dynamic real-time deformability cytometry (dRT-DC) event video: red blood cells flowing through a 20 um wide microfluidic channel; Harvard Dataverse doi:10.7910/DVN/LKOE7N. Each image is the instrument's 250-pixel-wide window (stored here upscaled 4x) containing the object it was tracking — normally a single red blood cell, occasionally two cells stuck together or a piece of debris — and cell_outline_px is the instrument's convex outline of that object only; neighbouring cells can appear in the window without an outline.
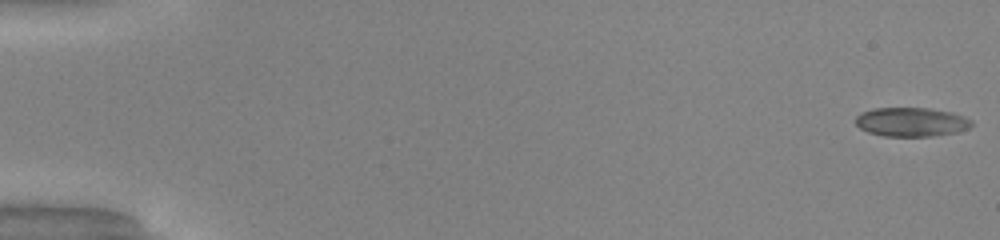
{"species": "common noctule bat (a hibernating species)", "species_latin": "Nyctalus noctula", "temperature_condition": "warm", "stored_images_in_passage": 51, "camera_frame_rate_fps": 3000, "um_per_image_px": 0.085, "animal": {"sex": "male", "body_mass_g": 20.0, "forearm_length_mm": 53.3}, "frame": {"image": 1, "passage_image": 1, "time_ms": 0.0, "image_size_px": [1000, 240], "cell_outline_px": [[972, 124], [968, 128], [956, 132], [932, 136], [884, 136], [868, 132], [860, 128], [856, 124], [856, 116], [860, 112], [872, 108], [928, 108], [952, 112], [964, 116], [972, 120]], "centroid_in_image_um": [77.44, 10.36], "position_along_channel_um": 7.6, "area_um2": 19.65}}
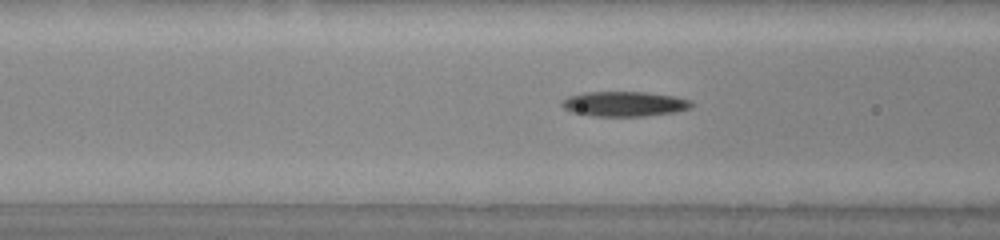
{"frame": {"image": 2, "passage_image": 21, "time_ms": 6.667, "image_size_px": [1000, 240], "cell_outline_px": [[696, 104], [692, 108], [676, 112], [644, 116], [592, 116], [572, 112], [564, 108], [560, 104], [560, 100], [568, 96], [584, 92], [644, 92], [676, 96], [692, 100]], "centroid_in_image_um": [53.1, 8.83], "position_along_channel_um": 113.5, "area_um2": 19.19}}
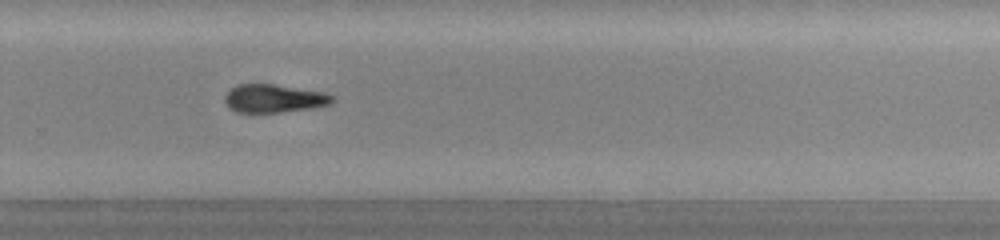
{"frame": {"image": 3, "passage_image": 35, "time_ms": 11.333, "image_size_px": [1000, 240], "cell_outline_px": [[336, 100], [332, 104], [308, 108], [280, 112], [236, 112], [228, 108], [224, 100], [224, 96], [236, 84], [272, 84], [324, 92], [332, 96]], "centroid_in_image_um": [23.26, 8.37], "position_along_channel_um": 306.5, "area_um2": 17.57}, "authors_computed_cell_mechanics": {"area_um2": 19.0162, "velocity_mm_per_s": 4.1419, "shape_relaxation_time_tau1_ms": 5.119, "shape_relaxation_time_tau2_ms": null, "deformation_change_tau1": 0.1587, "deformation_change_tau2": null}}